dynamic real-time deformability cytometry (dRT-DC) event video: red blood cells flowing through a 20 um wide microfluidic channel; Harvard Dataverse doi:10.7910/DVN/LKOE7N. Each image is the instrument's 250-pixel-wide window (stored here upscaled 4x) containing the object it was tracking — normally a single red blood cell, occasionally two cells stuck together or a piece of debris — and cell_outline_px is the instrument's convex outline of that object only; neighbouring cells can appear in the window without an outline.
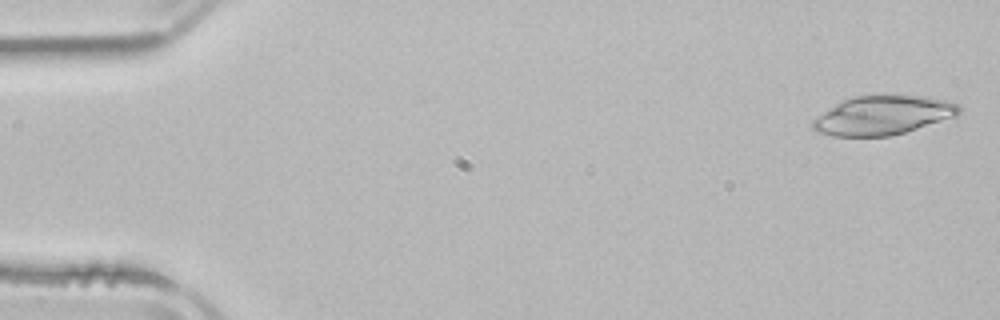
{"species": "common noctule bat (a hibernating species)", "species_latin": "Nyctalus noctula", "temperature_condition": "room temperature", "stored_images_in_passage": 4, "camera_frame_rate_fps": 3000, "um_per_image_px": 0.085, "animal": {"sex": "male", "body_mass_g": 21.5, "forearm_length_mm": 52.0}, "frame": {"image": 1, "passage_image": 1, "time_ms": 0.0, "image_size_px": [1000, 320], "cell_outline_px": [[960, 112], [956, 116], [904, 132], [888, 136], [832, 136], [816, 132], [812, 128], [812, 120], [836, 104], [852, 96], [884, 92], [928, 96], [948, 100], [956, 104], [960, 108]], "centroid_in_image_um": [75.05, 9.75], "position_along_channel_um": 10.0, "area_um2": 33.93}}